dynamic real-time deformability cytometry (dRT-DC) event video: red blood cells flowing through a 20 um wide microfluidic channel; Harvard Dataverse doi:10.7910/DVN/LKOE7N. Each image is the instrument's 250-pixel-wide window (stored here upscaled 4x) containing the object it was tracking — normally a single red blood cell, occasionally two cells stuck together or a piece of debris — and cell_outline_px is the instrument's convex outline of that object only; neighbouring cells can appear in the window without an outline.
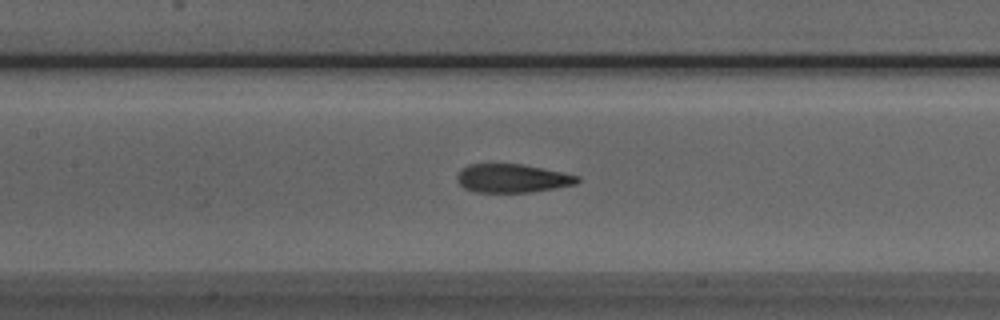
{"species": "Egyptian fruit bat (a non-hibernating species)", "species_latin": "Rousettus aegyptiacus", "temperature_condition": "room temperature", "stored_images_in_passage": 41, "camera_frame_rate_fps": 3000, "um_per_image_px": 0.085, "animal": {"sex": "male"}, "frame": {"image": 1, "passage_image": 18, "time_ms": 5.667, "image_size_px": [1000, 320], "cell_outline_px": [[580, 180], [576, 184], [532, 192], [472, 192], [464, 188], [456, 180], [456, 176], [468, 164], [520, 164], [580, 176]], "centroid_in_image_um": [43.52, 15.17], "position_along_channel_um": 163.9, "area_um2": 19.83}}
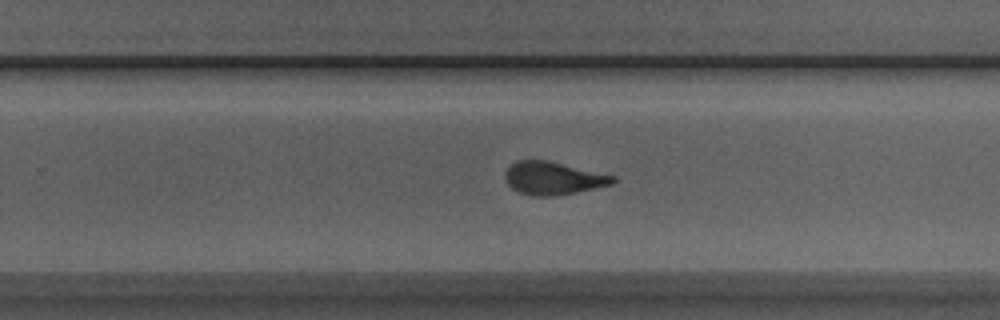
{"frame": {"image": 2, "passage_image": 27, "time_ms": 8.667, "image_size_px": [1000, 320], "cell_outline_px": [[616, 180], [612, 184], [576, 192], [556, 196], [532, 196], [520, 192], [512, 188], [504, 180], [504, 172], [508, 164], [516, 160], [548, 160], [616, 176]], "centroid_in_image_um": [46.96, 15.13], "position_along_channel_um": 282.8, "area_um2": 20.87}}
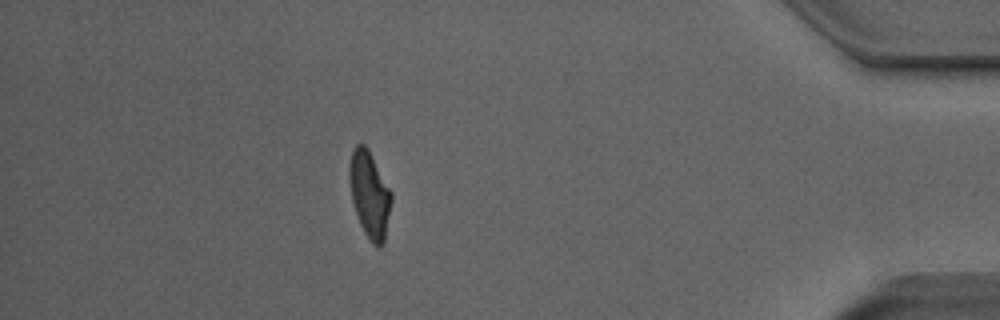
{"frame": {"image": 3, "passage_image": 40, "time_ms": 13.0, "image_size_px": [1000, 320], "cell_outline_px": [[392, 200], [384, 244], [380, 248], [372, 244], [368, 240], [360, 224], [352, 200], [348, 172], [352, 152], [356, 144], [364, 144], [368, 148], [392, 192]], "centroid_in_image_um": [31.43, 16.56], "position_along_channel_um": 403.8, "area_um2": 21.21}}